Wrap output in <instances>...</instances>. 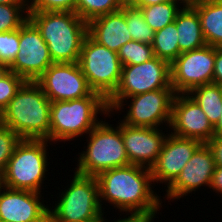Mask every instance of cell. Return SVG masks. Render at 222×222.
Instances as JSON below:
<instances>
[{
  "mask_svg": "<svg viewBox=\"0 0 222 222\" xmlns=\"http://www.w3.org/2000/svg\"><path fill=\"white\" fill-rule=\"evenodd\" d=\"M96 178L101 207L108 201L123 214L152 216L162 208L163 202L152 188L149 168L130 164L103 171Z\"/></svg>",
  "mask_w": 222,
  "mask_h": 222,
  "instance_id": "obj_1",
  "label": "cell"
},
{
  "mask_svg": "<svg viewBox=\"0 0 222 222\" xmlns=\"http://www.w3.org/2000/svg\"><path fill=\"white\" fill-rule=\"evenodd\" d=\"M51 101L35 81H26L0 114V123L21 139L50 142Z\"/></svg>",
  "mask_w": 222,
  "mask_h": 222,
  "instance_id": "obj_2",
  "label": "cell"
},
{
  "mask_svg": "<svg viewBox=\"0 0 222 222\" xmlns=\"http://www.w3.org/2000/svg\"><path fill=\"white\" fill-rule=\"evenodd\" d=\"M28 19L46 42L53 63L79 61L84 39L88 35V23L76 12H29Z\"/></svg>",
  "mask_w": 222,
  "mask_h": 222,
  "instance_id": "obj_3",
  "label": "cell"
},
{
  "mask_svg": "<svg viewBox=\"0 0 222 222\" xmlns=\"http://www.w3.org/2000/svg\"><path fill=\"white\" fill-rule=\"evenodd\" d=\"M112 116L103 96L54 101L50 106V142L70 141L86 135L102 120L97 114ZM112 114V115H111Z\"/></svg>",
  "mask_w": 222,
  "mask_h": 222,
  "instance_id": "obj_4",
  "label": "cell"
},
{
  "mask_svg": "<svg viewBox=\"0 0 222 222\" xmlns=\"http://www.w3.org/2000/svg\"><path fill=\"white\" fill-rule=\"evenodd\" d=\"M116 127L102 121L88 134L87 148L78 158L75 172L97 177L112 168L130 165L121 133V121Z\"/></svg>",
  "mask_w": 222,
  "mask_h": 222,
  "instance_id": "obj_5",
  "label": "cell"
},
{
  "mask_svg": "<svg viewBox=\"0 0 222 222\" xmlns=\"http://www.w3.org/2000/svg\"><path fill=\"white\" fill-rule=\"evenodd\" d=\"M59 193L54 209H49V222H100L105 215L95 176L74 172L70 186Z\"/></svg>",
  "mask_w": 222,
  "mask_h": 222,
  "instance_id": "obj_6",
  "label": "cell"
},
{
  "mask_svg": "<svg viewBox=\"0 0 222 222\" xmlns=\"http://www.w3.org/2000/svg\"><path fill=\"white\" fill-rule=\"evenodd\" d=\"M48 140L21 139L8 160L3 186L41 193L48 171Z\"/></svg>",
  "mask_w": 222,
  "mask_h": 222,
  "instance_id": "obj_7",
  "label": "cell"
},
{
  "mask_svg": "<svg viewBox=\"0 0 222 222\" xmlns=\"http://www.w3.org/2000/svg\"><path fill=\"white\" fill-rule=\"evenodd\" d=\"M78 63L90 88L107 100L115 92L121 77L122 65L118 53L87 35Z\"/></svg>",
  "mask_w": 222,
  "mask_h": 222,
  "instance_id": "obj_8",
  "label": "cell"
},
{
  "mask_svg": "<svg viewBox=\"0 0 222 222\" xmlns=\"http://www.w3.org/2000/svg\"><path fill=\"white\" fill-rule=\"evenodd\" d=\"M158 89H173L170 63L166 60L154 57L141 64L122 66L118 87L107 99L109 112L127 97Z\"/></svg>",
  "mask_w": 222,
  "mask_h": 222,
  "instance_id": "obj_9",
  "label": "cell"
},
{
  "mask_svg": "<svg viewBox=\"0 0 222 222\" xmlns=\"http://www.w3.org/2000/svg\"><path fill=\"white\" fill-rule=\"evenodd\" d=\"M175 95L174 89H158L130 96L123 99L113 109V113L114 110L123 111V107L129 104L126 115L123 116V120L121 119L122 123L132 127L149 128H162L161 125L165 124L168 129Z\"/></svg>",
  "mask_w": 222,
  "mask_h": 222,
  "instance_id": "obj_10",
  "label": "cell"
},
{
  "mask_svg": "<svg viewBox=\"0 0 222 222\" xmlns=\"http://www.w3.org/2000/svg\"><path fill=\"white\" fill-rule=\"evenodd\" d=\"M215 47L181 53L171 64V86L176 94H188L193 88L213 83Z\"/></svg>",
  "mask_w": 222,
  "mask_h": 222,
  "instance_id": "obj_11",
  "label": "cell"
},
{
  "mask_svg": "<svg viewBox=\"0 0 222 222\" xmlns=\"http://www.w3.org/2000/svg\"><path fill=\"white\" fill-rule=\"evenodd\" d=\"M35 82L51 102L102 96L90 88L78 62L53 63Z\"/></svg>",
  "mask_w": 222,
  "mask_h": 222,
  "instance_id": "obj_12",
  "label": "cell"
},
{
  "mask_svg": "<svg viewBox=\"0 0 222 222\" xmlns=\"http://www.w3.org/2000/svg\"><path fill=\"white\" fill-rule=\"evenodd\" d=\"M53 64L46 42L29 20L19 28V51L10 71L26 81H36Z\"/></svg>",
  "mask_w": 222,
  "mask_h": 222,
  "instance_id": "obj_13",
  "label": "cell"
},
{
  "mask_svg": "<svg viewBox=\"0 0 222 222\" xmlns=\"http://www.w3.org/2000/svg\"><path fill=\"white\" fill-rule=\"evenodd\" d=\"M169 129L177 137L196 139L202 143H208L215 136L214 127L189 94L175 95Z\"/></svg>",
  "mask_w": 222,
  "mask_h": 222,
  "instance_id": "obj_14",
  "label": "cell"
},
{
  "mask_svg": "<svg viewBox=\"0 0 222 222\" xmlns=\"http://www.w3.org/2000/svg\"><path fill=\"white\" fill-rule=\"evenodd\" d=\"M215 167L213 152L207 143H203L165 190L166 199L178 200L188 196V193H195L202 186L209 188Z\"/></svg>",
  "mask_w": 222,
  "mask_h": 222,
  "instance_id": "obj_15",
  "label": "cell"
},
{
  "mask_svg": "<svg viewBox=\"0 0 222 222\" xmlns=\"http://www.w3.org/2000/svg\"><path fill=\"white\" fill-rule=\"evenodd\" d=\"M3 189V190H2ZM42 193L0 189L1 222H49V209L40 198ZM41 200V201H40Z\"/></svg>",
  "mask_w": 222,
  "mask_h": 222,
  "instance_id": "obj_16",
  "label": "cell"
},
{
  "mask_svg": "<svg viewBox=\"0 0 222 222\" xmlns=\"http://www.w3.org/2000/svg\"><path fill=\"white\" fill-rule=\"evenodd\" d=\"M202 144L199 140L181 138L169 133L150 169L153 183H165L168 187Z\"/></svg>",
  "mask_w": 222,
  "mask_h": 222,
  "instance_id": "obj_17",
  "label": "cell"
},
{
  "mask_svg": "<svg viewBox=\"0 0 222 222\" xmlns=\"http://www.w3.org/2000/svg\"><path fill=\"white\" fill-rule=\"evenodd\" d=\"M162 131V128L132 127L121 122L122 139L129 163L151 169L170 133V130L166 134Z\"/></svg>",
  "mask_w": 222,
  "mask_h": 222,
  "instance_id": "obj_18",
  "label": "cell"
},
{
  "mask_svg": "<svg viewBox=\"0 0 222 222\" xmlns=\"http://www.w3.org/2000/svg\"><path fill=\"white\" fill-rule=\"evenodd\" d=\"M88 35L98 44L115 52L133 40L121 9L90 21Z\"/></svg>",
  "mask_w": 222,
  "mask_h": 222,
  "instance_id": "obj_19",
  "label": "cell"
},
{
  "mask_svg": "<svg viewBox=\"0 0 222 222\" xmlns=\"http://www.w3.org/2000/svg\"><path fill=\"white\" fill-rule=\"evenodd\" d=\"M174 22L178 31V44L181 53L207 45L202 33L200 17L194 8L183 7Z\"/></svg>",
  "mask_w": 222,
  "mask_h": 222,
  "instance_id": "obj_20",
  "label": "cell"
},
{
  "mask_svg": "<svg viewBox=\"0 0 222 222\" xmlns=\"http://www.w3.org/2000/svg\"><path fill=\"white\" fill-rule=\"evenodd\" d=\"M201 21L202 33L207 45H222V0H209L193 7Z\"/></svg>",
  "mask_w": 222,
  "mask_h": 222,
  "instance_id": "obj_21",
  "label": "cell"
},
{
  "mask_svg": "<svg viewBox=\"0 0 222 222\" xmlns=\"http://www.w3.org/2000/svg\"><path fill=\"white\" fill-rule=\"evenodd\" d=\"M201 107L209 122L216 126L222 111V86L206 84L193 88L188 93Z\"/></svg>",
  "mask_w": 222,
  "mask_h": 222,
  "instance_id": "obj_22",
  "label": "cell"
},
{
  "mask_svg": "<svg viewBox=\"0 0 222 222\" xmlns=\"http://www.w3.org/2000/svg\"><path fill=\"white\" fill-rule=\"evenodd\" d=\"M152 48L155 57L166 60L170 64L181 54L175 22L155 31Z\"/></svg>",
  "mask_w": 222,
  "mask_h": 222,
  "instance_id": "obj_23",
  "label": "cell"
},
{
  "mask_svg": "<svg viewBox=\"0 0 222 222\" xmlns=\"http://www.w3.org/2000/svg\"><path fill=\"white\" fill-rule=\"evenodd\" d=\"M181 6L176 1L163 2L150 6L141 7V11L146 23L154 30L158 31L176 20L177 14L181 11Z\"/></svg>",
  "mask_w": 222,
  "mask_h": 222,
  "instance_id": "obj_24",
  "label": "cell"
},
{
  "mask_svg": "<svg viewBox=\"0 0 222 222\" xmlns=\"http://www.w3.org/2000/svg\"><path fill=\"white\" fill-rule=\"evenodd\" d=\"M124 0H77L75 12L86 23L100 16L120 10Z\"/></svg>",
  "mask_w": 222,
  "mask_h": 222,
  "instance_id": "obj_25",
  "label": "cell"
},
{
  "mask_svg": "<svg viewBox=\"0 0 222 222\" xmlns=\"http://www.w3.org/2000/svg\"><path fill=\"white\" fill-rule=\"evenodd\" d=\"M121 10L124 12L132 39L141 43L152 44L155 31L146 23L141 9L124 4Z\"/></svg>",
  "mask_w": 222,
  "mask_h": 222,
  "instance_id": "obj_26",
  "label": "cell"
},
{
  "mask_svg": "<svg viewBox=\"0 0 222 222\" xmlns=\"http://www.w3.org/2000/svg\"><path fill=\"white\" fill-rule=\"evenodd\" d=\"M117 53L122 66L141 64L155 57L152 44L135 40H131L120 47Z\"/></svg>",
  "mask_w": 222,
  "mask_h": 222,
  "instance_id": "obj_27",
  "label": "cell"
},
{
  "mask_svg": "<svg viewBox=\"0 0 222 222\" xmlns=\"http://www.w3.org/2000/svg\"><path fill=\"white\" fill-rule=\"evenodd\" d=\"M28 13L29 5L0 4V32L18 30L27 21Z\"/></svg>",
  "mask_w": 222,
  "mask_h": 222,
  "instance_id": "obj_28",
  "label": "cell"
},
{
  "mask_svg": "<svg viewBox=\"0 0 222 222\" xmlns=\"http://www.w3.org/2000/svg\"><path fill=\"white\" fill-rule=\"evenodd\" d=\"M21 138L9 127L0 123V175L3 177L8 160Z\"/></svg>",
  "mask_w": 222,
  "mask_h": 222,
  "instance_id": "obj_29",
  "label": "cell"
},
{
  "mask_svg": "<svg viewBox=\"0 0 222 222\" xmlns=\"http://www.w3.org/2000/svg\"><path fill=\"white\" fill-rule=\"evenodd\" d=\"M25 82L23 77L11 71L0 80V114Z\"/></svg>",
  "mask_w": 222,
  "mask_h": 222,
  "instance_id": "obj_30",
  "label": "cell"
},
{
  "mask_svg": "<svg viewBox=\"0 0 222 222\" xmlns=\"http://www.w3.org/2000/svg\"><path fill=\"white\" fill-rule=\"evenodd\" d=\"M19 51V29L0 32V63L10 65Z\"/></svg>",
  "mask_w": 222,
  "mask_h": 222,
  "instance_id": "obj_31",
  "label": "cell"
},
{
  "mask_svg": "<svg viewBox=\"0 0 222 222\" xmlns=\"http://www.w3.org/2000/svg\"><path fill=\"white\" fill-rule=\"evenodd\" d=\"M77 0H29V12H75Z\"/></svg>",
  "mask_w": 222,
  "mask_h": 222,
  "instance_id": "obj_32",
  "label": "cell"
},
{
  "mask_svg": "<svg viewBox=\"0 0 222 222\" xmlns=\"http://www.w3.org/2000/svg\"><path fill=\"white\" fill-rule=\"evenodd\" d=\"M207 144L213 152L216 166H222V136H214Z\"/></svg>",
  "mask_w": 222,
  "mask_h": 222,
  "instance_id": "obj_33",
  "label": "cell"
},
{
  "mask_svg": "<svg viewBox=\"0 0 222 222\" xmlns=\"http://www.w3.org/2000/svg\"><path fill=\"white\" fill-rule=\"evenodd\" d=\"M213 83L222 86V49L215 47Z\"/></svg>",
  "mask_w": 222,
  "mask_h": 222,
  "instance_id": "obj_34",
  "label": "cell"
},
{
  "mask_svg": "<svg viewBox=\"0 0 222 222\" xmlns=\"http://www.w3.org/2000/svg\"><path fill=\"white\" fill-rule=\"evenodd\" d=\"M209 188L215 193L218 192L217 195H222V166L215 167Z\"/></svg>",
  "mask_w": 222,
  "mask_h": 222,
  "instance_id": "obj_35",
  "label": "cell"
},
{
  "mask_svg": "<svg viewBox=\"0 0 222 222\" xmlns=\"http://www.w3.org/2000/svg\"><path fill=\"white\" fill-rule=\"evenodd\" d=\"M154 218L156 217L152 215H129L126 218H120L114 222H154ZM105 220L107 219L103 216L100 222H107Z\"/></svg>",
  "mask_w": 222,
  "mask_h": 222,
  "instance_id": "obj_36",
  "label": "cell"
},
{
  "mask_svg": "<svg viewBox=\"0 0 222 222\" xmlns=\"http://www.w3.org/2000/svg\"><path fill=\"white\" fill-rule=\"evenodd\" d=\"M169 1H176V0H125V4L131 7L141 8Z\"/></svg>",
  "mask_w": 222,
  "mask_h": 222,
  "instance_id": "obj_37",
  "label": "cell"
},
{
  "mask_svg": "<svg viewBox=\"0 0 222 222\" xmlns=\"http://www.w3.org/2000/svg\"><path fill=\"white\" fill-rule=\"evenodd\" d=\"M209 0H176L183 7H191L193 8L196 5L203 4Z\"/></svg>",
  "mask_w": 222,
  "mask_h": 222,
  "instance_id": "obj_38",
  "label": "cell"
},
{
  "mask_svg": "<svg viewBox=\"0 0 222 222\" xmlns=\"http://www.w3.org/2000/svg\"><path fill=\"white\" fill-rule=\"evenodd\" d=\"M0 4L29 5V0H0Z\"/></svg>",
  "mask_w": 222,
  "mask_h": 222,
  "instance_id": "obj_39",
  "label": "cell"
},
{
  "mask_svg": "<svg viewBox=\"0 0 222 222\" xmlns=\"http://www.w3.org/2000/svg\"><path fill=\"white\" fill-rule=\"evenodd\" d=\"M214 134L215 136H222V111H221V117L214 127Z\"/></svg>",
  "mask_w": 222,
  "mask_h": 222,
  "instance_id": "obj_40",
  "label": "cell"
},
{
  "mask_svg": "<svg viewBox=\"0 0 222 222\" xmlns=\"http://www.w3.org/2000/svg\"><path fill=\"white\" fill-rule=\"evenodd\" d=\"M10 72L9 65L0 63V80Z\"/></svg>",
  "mask_w": 222,
  "mask_h": 222,
  "instance_id": "obj_41",
  "label": "cell"
},
{
  "mask_svg": "<svg viewBox=\"0 0 222 222\" xmlns=\"http://www.w3.org/2000/svg\"><path fill=\"white\" fill-rule=\"evenodd\" d=\"M3 187V178L2 176L0 175V189Z\"/></svg>",
  "mask_w": 222,
  "mask_h": 222,
  "instance_id": "obj_42",
  "label": "cell"
}]
</instances>
